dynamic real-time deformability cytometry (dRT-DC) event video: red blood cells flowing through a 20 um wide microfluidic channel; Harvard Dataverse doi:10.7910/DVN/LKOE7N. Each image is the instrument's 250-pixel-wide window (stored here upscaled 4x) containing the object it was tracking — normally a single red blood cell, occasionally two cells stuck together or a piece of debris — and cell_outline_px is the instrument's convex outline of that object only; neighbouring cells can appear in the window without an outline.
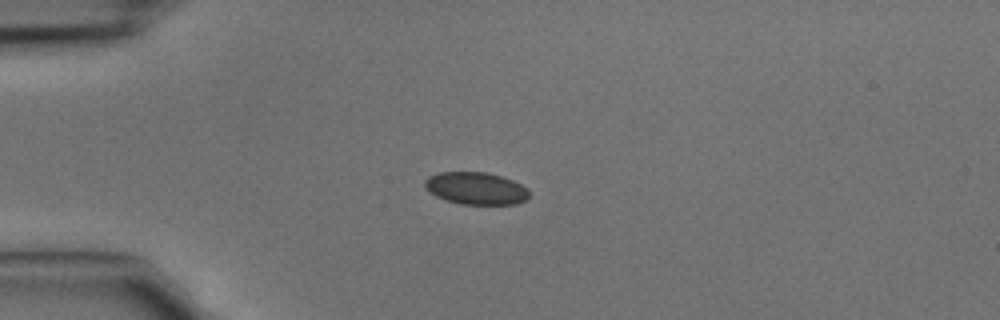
{"species": "common noctule bat (a hibernating species)", "species_latin": "Nyctalus noctula", "temperature_condition": "cold", "stored_images_in_passage": 2, "camera_frame_rate_fps": 3000, "um_per_image_px": 0.085, "animal": {"sex": "male", "body_mass_g": 15.6}, "frame": {"image": 1, "passage_image": 2, "time_ms": 0.333, "image_size_px": [1000, 320], "cell_outline_px": [[528, 196], [524, 200], [516, 204], [460, 204], [444, 200], [428, 192], [424, 184], [424, 180], [428, 176], [440, 172], [488, 172], [512, 180], [520, 184], [528, 192]], "centroid_in_image_um": [40.38, 16.01], "position_along_channel_um": 44.6, "area_um2": 19.59}}